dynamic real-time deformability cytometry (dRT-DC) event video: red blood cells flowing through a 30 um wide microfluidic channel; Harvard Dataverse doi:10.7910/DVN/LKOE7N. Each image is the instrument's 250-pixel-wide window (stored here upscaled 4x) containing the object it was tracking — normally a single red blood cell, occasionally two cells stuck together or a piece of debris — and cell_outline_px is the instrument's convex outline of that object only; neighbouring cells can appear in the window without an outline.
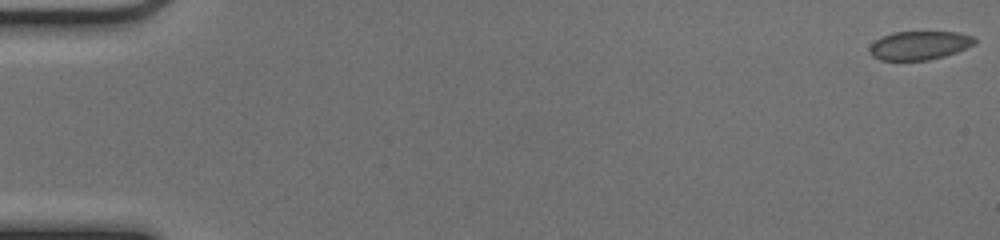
{"species": "common noctule bat (a hibernating species)", "species_latin": "Nyctalus noctula", "temperature_condition": "cold", "stored_images_in_passage": 53, "camera_frame_rate_fps": 3000, "um_per_image_px": 0.085, "animal": {"sex": "female", "body_mass_g": 17.0, "forearm_length_mm": 48.0}, "frame": {"image": 1, "passage_image": 1, "time_ms": 0.0, "image_size_px": [1000, 240], "cell_outline_px": [[976, 44], [956, 52], [944, 56], [928, 60], [880, 60], [872, 56], [868, 52], [868, 48], [880, 36], [892, 32], [956, 32], [976, 36]], "centroid_in_image_um": [78.15, 3.85], "position_along_channel_um": 6.9, "area_um2": 17.74}}
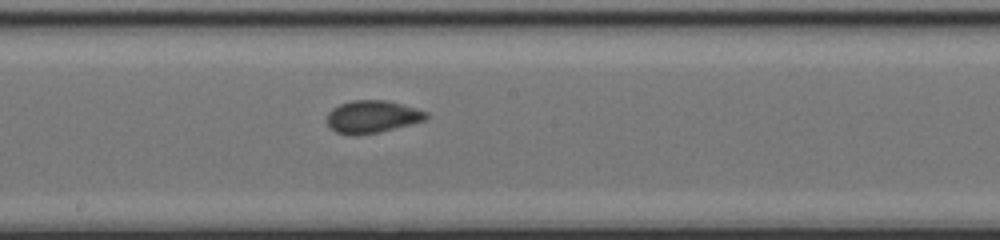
{"frame": {"image": 2, "passage_image": 30, "time_ms": 9.667, "image_size_px": [1000, 240], "cell_outline_px": [[428, 120], [380, 132], [356, 136], [336, 132], [328, 124], [328, 112], [332, 108], [340, 104], [352, 100], [388, 100], [416, 108], [428, 112]], "centroid_in_image_um": [31.68, 9.92], "position_along_channel_um": 216.5, "area_um2": 18.96}}
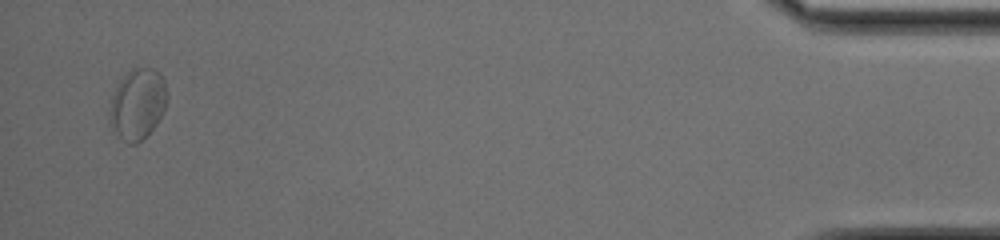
{"frame": {"image": 3, "passage_image": 52, "time_ms": 17.0, "image_size_px": [1000, 240], "cell_outline_px": [[168, 96], [164, 108], [156, 124], [136, 144], [128, 144], [112, 128], [108, 112], [112, 96], [120, 80], [132, 68], [152, 68], [160, 72], [164, 80]], "centroid_in_image_um": [11.7, 8.81], "position_along_channel_um": 423.5, "area_um2": 23.41}, "authors_computed_cell_mechanics": {"area_um2": 18.5538, "velocity_mm_per_s": 3.9324, "shape_relaxation_time_tau1_ms": null, "shape_relaxation_time_tau2_ms": 0.7725, "deformation_change_tau1": null, "deformation_change_tau2": 0.0297}}